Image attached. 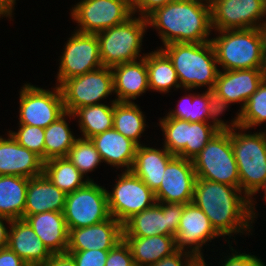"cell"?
<instances>
[{
    "mask_svg": "<svg viewBox=\"0 0 266 266\" xmlns=\"http://www.w3.org/2000/svg\"><path fill=\"white\" fill-rule=\"evenodd\" d=\"M242 194L240 188L196 178L192 202L206 214L221 236L231 238L232 234L243 235L253 228L249 198Z\"/></svg>",
    "mask_w": 266,
    "mask_h": 266,
    "instance_id": "6da1fadb",
    "label": "cell"
},
{
    "mask_svg": "<svg viewBox=\"0 0 266 266\" xmlns=\"http://www.w3.org/2000/svg\"><path fill=\"white\" fill-rule=\"evenodd\" d=\"M146 18L149 27L158 29L163 45L211 41L208 38L213 31L209 0L171 1Z\"/></svg>",
    "mask_w": 266,
    "mask_h": 266,
    "instance_id": "7a4b0ae2",
    "label": "cell"
},
{
    "mask_svg": "<svg viewBox=\"0 0 266 266\" xmlns=\"http://www.w3.org/2000/svg\"><path fill=\"white\" fill-rule=\"evenodd\" d=\"M172 61L180 86L185 90L208 86L213 89L220 69L211 41L169 43L160 48Z\"/></svg>",
    "mask_w": 266,
    "mask_h": 266,
    "instance_id": "3957f363",
    "label": "cell"
},
{
    "mask_svg": "<svg viewBox=\"0 0 266 266\" xmlns=\"http://www.w3.org/2000/svg\"><path fill=\"white\" fill-rule=\"evenodd\" d=\"M237 129L241 130L236 132ZM247 129L236 127L231 131V145L238 167L240 189L249 198V209L253 219L256 203L252 198L254 193L266 180V133H243Z\"/></svg>",
    "mask_w": 266,
    "mask_h": 266,
    "instance_id": "277c9868",
    "label": "cell"
},
{
    "mask_svg": "<svg viewBox=\"0 0 266 266\" xmlns=\"http://www.w3.org/2000/svg\"><path fill=\"white\" fill-rule=\"evenodd\" d=\"M212 38L216 60L224 70L260 69L261 39L256 28L216 31Z\"/></svg>",
    "mask_w": 266,
    "mask_h": 266,
    "instance_id": "5b68a950",
    "label": "cell"
},
{
    "mask_svg": "<svg viewBox=\"0 0 266 266\" xmlns=\"http://www.w3.org/2000/svg\"><path fill=\"white\" fill-rule=\"evenodd\" d=\"M147 27L146 17L132 16L122 24L97 33L102 65L113 67L144 58L139 53Z\"/></svg>",
    "mask_w": 266,
    "mask_h": 266,
    "instance_id": "8992f818",
    "label": "cell"
},
{
    "mask_svg": "<svg viewBox=\"0 0 266 266\" xmlns=\"http://www.w3.org/2000/svg\"><path fill=\"white\" fill-rule=\"evenodd\" d=\"M192 161L197 178L240 188L231 131L216 133Z\"/></svg>",
    "mask_w": 266,
    "mask_h": 266,
    "instance_id": "52a82bcc",
    "label": "cell"
},
{
    "mask_svg": "<svg viewBox=\"0 0 266 266\" xmlns=\"http://www.w3.org/2000/svg\"><path fill=\"white\" fill-rule=\"evenodd\" d=\"M63 214L68 230L109 219L107 190L94 181H88L83 187L66 194Z\"/></svg>",
    "mask_w": 266,
    "mask_h": 266,
    "instance_id": "ba28073f",
    "label": "cell"
},
{
    "mask_svg": "<svg viewBox=\"0 0 266 266\" xmlns=\"http://www.w3.org/2000/svg\"><path fill=\"white\" fill-rule=\"evenodd\" d=\"M59 87L65 112L74 113L78 108L101 104L100 100L114 94L111 67L102 66L86 74L69 78Z\"/></svg>",
    "mask_w": 266,
    "mask_h": 266,
    "instance_id": "9c48e42d",
    "label": "cell"
},
{
    "mask_svg": "<svg viewBox=\"0 0 266 266\" xmlns=\"http://www.w3.org/2000/svg\"><path fill=\"white\" fill-rule=\"evenodd\" d=\"M112 191L107 190L110 216L122 225L135 214L156 203L155 193L132 171L118 175Z\"/></svg>",
    "mask_w": 266,
    "mask_h": 266,
    "instance_id": "30bf717a",
    "label": "cell"
},
{
    "mask_svg": "<svg viewBox=\"0 0 266 266\" xmlns=\"http://www.w3.org/2000/svg\"><path fill=\"white\" fill-rule=\"evenodd\" d=\"M72 20L80 33L97 34L134 16L131 0H81L72 7Z\"/></svg>",
    "mask_w": 266,
    "mask_h": 266,
    "instance_id": "8fae6325",
    "label": "cell"
},
{
    "mask_svg": "<svg viewBox=\"0 0 266 266\" xmlns=\"http://www.w3.org/2000/svg\"><path fill=\"white\" fill-rule=\"evenodd\" d=\"M19 95V124L45 129L65 113L58 85L50 91L27 83L21 87Z\"/></svg>",
    "mask_w": 266,
    "mask_h": 266,
    "instance_id": "7c38bea8",
    "label": "cell"
},
{
    "mask_svg": "<svg viewBox=\"0 0 266 266\" xmlns=\"http://www.w3.org/2000/svg\"><path fill=\"white\" fill-rule=\"evenodd\" d=\"M185 204L156 202L123 224V237L175 236Z\"/></svg>",
    "mask_w": 266,
    "mask_h": 266,
    "instance_id": "4fadbf2b",
    "label": "cell"
},
{
    "mask_svg": "<svg viewBox=\"0 0 266 266\" xmlns=\"http://www.w3.org/2000/svg\"><path fill=\"white\" fill-rule=\"evenodd\" d=\"M68 39L60 56V66L56 76L58 86L69 78L86 74L103 66L96 34L74 31Z\"/></svg>",
    "mask_w": 266,
    "mask_h": 266,
    "instance_id": "5bb4252c",
    "label": "cell"
},
{
    "mask_svg": "<svg viewBox=\"0 0 266 266\" xmlns=\"http://www.w3.org/2000/svg\"><path fill=\"white\" fill-rule=\"evenodd\" d=\"M215 31L257 28L263 21V0H209Z\"/></svg>",
    "mask_w": 266,
    "mask_h": 266,
    "instance_id": "9a60e30c",
    "label": "cell"
},
{
    "mask_svg": "<svg viewBox=\"0 0 266 266\" xmlns=\"http://www.w3.org/2000/svg\"><path fill=\"white\" fill-rule=\"evenodd\" d=\"M216 237L221 235L214 229L206 214L193 202L185 204L175 234L176 247L193 254L196 258H203L202 246Z\"/></svg>",
    "mask_w": 266,
    "mask_h": 266,
    "instance_id": "2e32d148",
    "label": "cell"
},
{
    "mask_svg": "<svg viewBox=\"0 0 266 266\" xmlns=\"http://www.w3.org/2000/svg\"><path fill=\"white\" fill-rule=\"evenodd\" d=\"M196 178L193 161L175 156L167 164L161 185L155 192L156 202L191 203Z\"/></svg>",
    "mask_w": 266,
    "mask_h": 266,
    "instance_id": "e0dca14e",
    "label": "cell"
},
{
    "mask_svg": "<svg viewBox=\"0 0 266 266\" xmlns=\"http://www.w3.org/2000/svg\"><path fill=\"white\" fill-rule=\"evenodd\" d=\"M123 240V225L112 216L100 223L69 230L67 251H109Z\"/></svg>",
    "mask_w": 266,
    "mask_h": 266,
    "instance_id": "ac0fdd59",
    "label": "cell"
},
{
    "mask_svg": "<svg viewBox=\"0 0 266 266\" xmlns=\"http://www.w3.org/2000/svg\"><path fill=\"white\" fill-rule=\"evenodd\" d=\"M44 161L35 153L21 146L9 133L0 136V175L33 178L43 174Z\"/></svg>",
    "mask_w": 266,
    "mask_h": 266,
    "instance_id": "d6986e66",
    "label": "cell"
},
{
    "mask_svg": "<svg viewBox=\"0 0 266 266\" xmlns=\"http://www.w3.org/2000/svg\"><path fill=\"white\" fill-rule=\"evenodd\" d=\"M222 71H219L213 89L230 104H240L241 102V109L238 110L240 112L245 107L249 97L262 83L261 71L260 69Z\"/></svg>",
    "mask_w": 266,
    "mask_h": 266,
    "instance_id": "ffe728a7",
    "label": "cell"
},
{
    "mask_svg": "<svg viewBox=\"0 0 266 266\" xmlns=\"http://www.w3.org/2000/svg\"><path fill=\"white\" fill-rule=\"evenodd\" d=\"M7 246L29 266H42L53 255L23 219L9 224Z\"/></svg>",
    "mask_w": 266,
    "mask_h": 266,
    "instance_id": "44dd1931",
    "label": "cell"
},
{
    "mask_svg": "<svg viewBox=\"0 0 266 266\" xmlns=\"http://www.w3.org/2000/svg\"><path fill=\"white\" fill-rule=\"evenodd\" d=\"M139 61L111 67L116 102H132L149 89L145 54Z\"/></svg>",
    "mask_w": 266,
    "mask_h": 266,
    "instance_id": "7402d4cb",
    "label": "cell"
},
{
    "mask_svg": "<svg viewBox=\"0 0 266 266\" xmlns=\"http://www.w3.org/2000/svg\"><path fill=\"white\" fill-rule=\"evenodd\" d=\"M91 142L100 154L102 163L106 162L110 166L122 168L125 171H131L136 155L138 145L129 138L111 128L92 138Z\"/></svg>",
    "mask_w": 266,
    "mask_h": 266,
    "instance_id": "603a6c76",
    "label": "cell"
},
{
    "mask_svg": "<svg viewBox=\"0 0 266 266\" xmlns=\"http://www.w3.org/2000/svg\"><path fill=\"white\" fill-rule=\"evenodd\" d=\"M66 194L43 173L29 178L23 220L43 212H63Z\"/></svg>",
    "mask_w": 266,
    "mask_h": 266,
    "instance_id": "cb8c5ba5",
    "label": "cell"
},
{
    "mask_svg": "<svg viewBox=\"0 0 266 266\" xmlns=\"http://www.w3.org/2000/svg\"><path fill=\"white\" fill-rule=\"evenodd\" d=\"M52 254L66 253L69 230L63 212H43L24 219Z\"/></svg>",
    "mask_w": 266,
    "mask_h": 266,
    "instance_id": "d4e9b609",
    "label": "cell"
},
{
    "mask_svg": "<svg viewBox=\"0 0 266 266\" xmlns=\"http://www.w3.org/2000/svg\"><path fill=\"white\" fill-rule=\"evenodd\" d=\"M174 157L164 146L158 149L141 144L136 149L131 171L155 193L161 185L167 164Z\"/></svg>",
    "mask_w": 266,
    "mask_h": 266,
    "instance_id": "484cf974",
    "label": "cell"
},
{
    "mask_svg": "<svg viewBox=\"0 0 266 266\" xmlns=\"http://www.w3.org/2000/svg\"><path fill=\"white\" fill-rule=\"evenodd\" d=\"M136 266H150L178 250L175 236L123 237Z\"/></svg>",
    "mask_w": 266,
    "mask_h": 266,
    "instance_id": "4316f807",
    "label": "cell"
},
{
    "mask_svg": "<svg viewBox=\"0 0 266 266\" xmlns=\"http://www.w3.org/2000/svg\"><path fill=\"white\" fill-rule=\"evenodd\" d=\"M29 178L0 175V215L23 219Z\"/></svg>",
    "mask_w": 266,
    "mask_h": 266,
    "instance_id": "83f0119b",
    "label": "cell"
},
{
    "mask_svg": "<svg viewBox=\"0 0 266 266\" xmlns=\"http://www.w3.org/2000/svg\"><path fill=\"white\" fill-rule=\"evenodd\" d=\"M145 61L150 90L168 93L172 87L181 88L172 61L161 49L146 53Z\"/></svg>",
    "mask_w": 266,
    "mask_h": 266,
    "instance_id": "f1b7e54d",
    "label": "cell"
},
{
    "mask_svg": "<svg viewBox=\"0 0 266 266\" xmlns=\"http://www.w3.org/2000/svg\"><path fill=\"white\" fill-rule=\"evenodd\" d=\"M111 102V105L101 103L84 106L73 113L74 117L78 118V125L83 135L80 138L90 139L113 128L114 102L116 100Z\"/></svg>",
    "mask_w": 266,
    "mask_h": 266,
    "instance_id": "f546056e",
    "label": "cell"
},
{
    "mask_svg": "<svg viewBox=\"0 0 266 266\" xmlns=\"http://www.w3.org/2000/svg\"><path fill=\"white\" fill-rule=\"evenodd\" d=\"M43 173L65 194L83 187L88 181L76 166L67 158H52L44 162Z\"/></svg>",
    "mask_w": 266,
    "mask_h": 266,
    "instance_id": "4dcf8cb0",
    "label": "cell"
},
{
    "mask_svg": "<svg viewBox=\"0 0 266 266\" xmlns=\"http://www.w3.org/2000/svg\"><path fill=\"white\" fill-rule=\"evenodd\" d=\"M73 118V113L65 112L55 122L44 129V162L52 158L67 157L70 148L78 139L72 134L65 117Z\"/></svg>",
    "mask_w": 266,
    "mask_h": 266,
    "instance_id": "1f68e13d",
    "label": "cell"
},
{
    "mask_svg": "<svg viewBox=\"0 0 266 266\" xmlns=\"http://www.w3.org/2000/svg\"><path fill=\"white\" fill-rule=\"evenodd\" d=\"M146 121L140 107L134 102H114L113 128L124 137L141 145V134L145 131Z\"/></svg>",
    "mask_w": 266,
    "mask_h": 266,
    "instance_id": "d6a6232c",
    "label": "cell"
},
{
    "mask_svg": "<svg viewBox=\"0 0 266 266\" xmlns=\"http://www.w3.org/2000/svg\"><path fill=\"white\" fill-rule=\"evenodd\" d=\"M207 90L202 94H188L170 110L164 118H177L188 122H209V106Z\"/></svg>",
    "mask_w": 266,
    "mask_h": 266,
    "instance_id": "836d02e7",
    "label": "cell"
},
{
    "mask_svg": "<svg viewBox=\"0 0 266 266\" xmlns=\"http://www.w3.org/2000/svg\"><path fill=\"white\" fill-rule=\"evenodd\" d=\"M266 123V81L249 97L245 107L239 112V124L250 129Z\"/></svg>",
    "mask_w": 266,
    "mask_h": 266,
    "instance_id": "e575fe53",
    "label": "cell"
},
{
    "mask_svg": "<svg viewBox=\"0 0 266 266\" xmlns=\"http://www.w3.org/2000/svg\"><path fill=\"white\" fill-rule=\"evenodd\" d=\"M218 132L209 122L187 121V144L177 156L193 160Z\"/></svg>",
    "mask_w": 266,
    "mask_h": 266,
    "instance_id": "d590c367",
    "label": "cell"
},
{
    "mask_svg": "<svg viewBox=\"0 0 266 266\" xmlns=\"http://www.w3.org/2000/svg\"><path fill=\"white\" fill-rule=\"evenodd\" d=\"M67 158L76 166L83 176L94 171L102 162L99 152L90 139L78 138L70 148Z\"/></svg>",
    "mask_w": 266,
    "mask_h": 266,
    "instance_id": "8d00e7d4",
    "label": "cell"
},
{
    "mask_svg": "<svg viewBox=\"0 0 266 266\" xmlns=\"http://www.w3.org/2000/svg\"><path fill=\"white\" fill-rule=\"evenodd\" d=\"M159 125L164 134L163 146L177 156L187 144V121L177 118H161Z\"/></svg>",
    "mask_w": 266,
    "mask_h": 266,
    "instance_id": "74e56055",
    "label": "cell"
},
{
    "mask_svg": "<svg viewBox=\"0 0 266 266\" xmlns=\"http://www.w3.org/2000/svg\"><path fill=\"white\" fill-rule=\"evenodd\" d=\"M207 99L209 106L208 120H212L209 123L217 130L222 132H230L234 128L239 127V113L228 125L227 122L218 119L219 115L224 113L229 107L230 103L227 102L215 89H207ZM224 111V112H223Z\"/></svg>",
    "mask_w": 266,
    "mask_h": 266,
    "instance_id": "f35d334b",
    "label": "cell"
},
{
    "mask_svg": "<svg viewBox=\"0 0 266 266\" xmlns=\"http://www.w3.org/2000/svg\"><path fill=\"white\" fill-rule=\"evenodd\" d=\"M23 147L38 155L44 161V128L19 124L17 132L8 131Z\"/></svg>",
    "mask_w": 266,
    "mask_h": 266,
    "instance_id": "ab89813d",
    "label": "cell"
},
{
    "mask_svg": "<svg viewBox=\"0 0 266 266\" xmlns=\"http://www.w3.org/2000/svg\"><path fill=\"white\" fill-rule=\"evenodd\" d=\"M105 266H136L131 249L124 239L108 251Z\"/></svg>",
    "mask_w": 266,
    "mask_h": 266,
    "instance_id": "60d3db41",
    "label": "cell"
},
{
    "mask_svg": "<svg viewBox=\"0 0 266 266\" xmlns=\"http://www.w3.org/2000/svg\"><path fill=\"white\" fill-rule=\"evenodd\" d=\"M77 266H105L108 257V251L99 249L83 250V251H67Z\"/></svg>",
    "mask_w": 266,
    "mask_h": 266,
    "instance_id": "b9f144b4",
    "label": "cell"
},
{
    "mask_svg": "<svg viewBox=\"0 0 266 266\" xmlns=\"http://www.w3.org/2000/svg\"><path fill=\"white\" fill-rule=\"evenodd\" d=\"M229 248L232 253L224 259L222 266H266L265 263L255 255L241 252L238 253L237 250H234L233 247H231V245Z\"/></svg>",
    "mask_w": 266,
    "mask_h": 266,
    "instance_id": "7bdbcfd3",
    "label": "cell"
},
{
    "mask_svg": "<svg viewBox=\"0 0 266 266\" xmlns=\"http://www.w3.org/2000/svg\"><path fill=\"white\" fill-rule=\"evenodd\" d=\"M195 259L196 257L193 254L178 249L173 254L150 266H189Z\"/></svg>",
    "mask_w": 266,
    "mask_h": 266,
    "instance_id": "ee69618b",
    "label": "cell"
},
{
    "mask_svg": "<svg viewBox=\"0 0 266 266\" xmlns=\"http://www.w3.org/2000/svg\"><path fill=\"white\" fill-rule=\"evenodd\" d=\"M175 0H131V7L135 15L140 12L141 17H147L156 8L162 7L167 3Z\"/></svg>",
    "mask_w": 266,
    "mask_h": 266,
    "instance_id": "f6af8a7d",
    "label": "cell"
},
{
    "mask_svg": "<svg viewBox=\"0 0 266 266\" xmlns=\"http://www.w3.org/2000/svg\"><path fill=\"white\" fill-rule=\"evenodd\" d=\"M0 266H29L8 246L0 250Z\"/></svg>",
    "mask_w": 266,
    "mask_h": 266,
    "instance_id": "bcb514c9",
    "label": "cell"
},
{
    "mask_svg": "<svg viewBox=\"0 0 266 266\" xmlns=\"http://www.w3.org/2000/svg\"><path fill=\"white\" fill-rule=\"evenodd\" d=\"M42 266H77L69 253L53 254Z\"/></svg>",
    "mask_w": 266,
    "mask_h": 266,
    "instance_id": "7dc6e473",
    "label": "cell"
},
{
    "mask_svg": "<svg viewBox=\"0 0 266 266\" xmlns=\"http://www.w3.org/2000/svg\"><path fill=\"white\" fill-rule=\"evenodd\" d=\"M6 221V222H5ZM11 219L1 216L0 215V250L2 248L7 247L8 245V227L5 225L8 223V225L11 223ZM5 222V224H4Z\"/></svg>",
    "mask_w": 266,
    "mask_h": 266,
    "instance_id": "c3c4849f",
    "label": "cell"
},
{
    "mask_svg": "<svg viewBox=\"0 0 266 266\" xmlns=\"http://www.w3.org/2000/svg\"><path fill=\"white\" fill-rule=\"evenodd\" d=\"M16 0H0V18L4 17H13L12 12L14 10V5Z\"/></svg>",
    "mask_w": 266,
    "mask_h": 266,
    "instance_id": "681fc988",
    "label": "cell"
},
{
    "mask_svg": "<svg viewBox=\"0 0 266 266\" xmlns=\"http://www.w3.org/2000/svg\"><path fill=\"white\" fill-rule=\"evenodd\" d=\"M256 29L261 39L262 55H266V20L263 21Z\"/></svg>",
    "mask_w": 266,
    "mask_h": 266,
    "instance_id": "f907efd6",
    "label": "cell"
},
{
    "mask_svg": "<svg viewBox=\"0 0 266 266\" xmlns=\"http://www.w3.org/2000/svg\"><path fill=\"white\" fill-rule=\"evenodd\" d=\"M260 71H261L263 81H266V55H262V64H261Z\"/></svg>",
    "mask_w": 266,
    "mask_h": 266,
    "instance_id": "816d5d0a",
    "label": "cell"
},
{
    "mask_svg": "<svg viewBox=\"0 0 266 266\" xmlns=\"http://www.w3.org/2000/svg\"><path fill=\"white\" fill-rule=\"evenodd\" d=\"M204 258H196L189 266H206Z\"/></svg>",
    "mask_w": 266,
    "mask_h": 266,
    "instance_id": "f5cc1de1",
    "label": "cell"
},
{
    "mask_svg": "<svg viewBox=\"0 0 266 266\" xmlns=\"http://www.w3.org/2000/svg\"><path fill=\"white\" fill-rule=\"evenodd\" d=\"M262 192L264 191V200H266V180L263 182V184L258 188V190L254 193L256 195L257 192H259V190Z\"/></svg>",
    "mask_w": 266,
    "mask_h": 266,
    "instance_id": "db71d44e",
    "label": "cell"
},
{
    "mask_svg": "<svg viewBox=\"0 0 266 266\" xmlns=\"http://www.w3.org/2000/svg\"><path fill=\"white\" fill-rule=\"evenodd\" d=\"M262 6H263V15L265 17V15H266V0H263Z\"/></svg>",
    "mask_w": 266,
    "mask_h": 266,
    "instance_id": "11a10c76",
    "label": "cell"
}]
</instances>
